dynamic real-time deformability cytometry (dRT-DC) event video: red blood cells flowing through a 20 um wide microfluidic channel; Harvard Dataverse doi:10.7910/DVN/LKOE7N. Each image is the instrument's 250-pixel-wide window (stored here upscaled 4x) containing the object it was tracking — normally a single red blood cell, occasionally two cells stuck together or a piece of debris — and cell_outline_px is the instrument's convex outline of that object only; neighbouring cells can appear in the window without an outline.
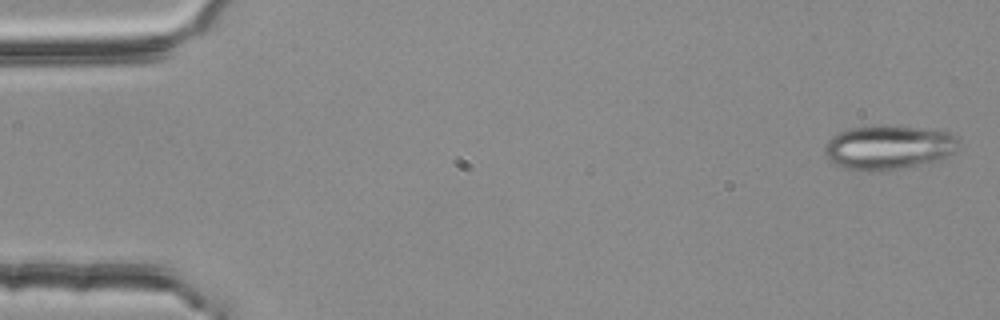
{"species": "common noctule bat (a hibernating species)", "species_latin": "Nyctalus noctula", "temperature_condition": "room temperature", "stored_images_in_passage": 4, "segment_of_instrument_passage": [2, 2], "camera_frame_rate_fps": 3000, "um_per_image_px": 0.085, "animal": {"sex": "female", "body_mass_g": 25.1}, "frame": {"image": 1, "passage_image": 4, "time_ms": 1.0, "image_size_px": [1000, 320], "cell_outline_px": [[960, 140], [952, 152], [948, 156], [940, 160], [880, 172], [864, 172], [832, 164], [824, 156], [824, 148], [828, 140], [836, 132], [852, 128], [880, 124], [884, 124], [924, 128], [948, 132], [956, 136]], "centroid_in_image_um": [75.47, 12.52], "position_along_channel_um": 9.5, "area_um2": 35.14}}